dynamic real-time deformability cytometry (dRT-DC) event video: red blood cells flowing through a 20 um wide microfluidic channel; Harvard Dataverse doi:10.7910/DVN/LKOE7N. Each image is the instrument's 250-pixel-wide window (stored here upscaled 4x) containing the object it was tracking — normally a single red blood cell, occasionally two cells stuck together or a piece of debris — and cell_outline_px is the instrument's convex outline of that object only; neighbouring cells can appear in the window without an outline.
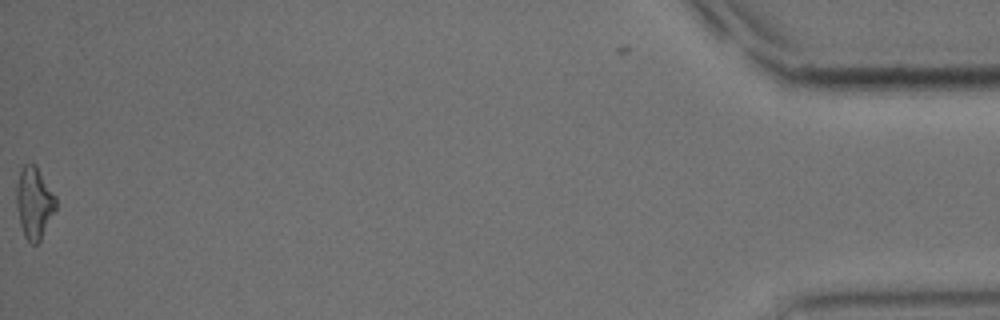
{"species": "common noctule bat (a hibernating species)", "species_latin": "Nyctalus noctula", "temperature_condition": "cold", "stored_images_in_passage": 39, "camera_frame_rate_fps": 3000, "um_per_image_px": 0.085, "animal": {"sex": "male", "body_mass_g": 15.6}, "frame": {"image": 1, "passage_image": 39, "time_ms": 12.667, "image_size_px": [1000, 320], "cell_outline_px": [[56, 208], [40, 240], [36, 244], [32, 244], [24, 236], [20, 224], [16, 208], [16, 188], [20, 168], [24, 164], [36, 164], [56, 196]], "centroid_in_image_um": [2.89, 17.2], "position_along_channel_um": 432.3, "area_um2": 16.53}, "authors_computed_cell_mechanics": {"area_um2": 16.5886, "velocity_mm_per_s": 3.7418, "shape_relaxation_time_tau1_ms": 6.2245, "shape_relaxation_time_tau2_ms": null, "deformation_change_tau1": 0.1892, "deformation_change_tau2": null}}